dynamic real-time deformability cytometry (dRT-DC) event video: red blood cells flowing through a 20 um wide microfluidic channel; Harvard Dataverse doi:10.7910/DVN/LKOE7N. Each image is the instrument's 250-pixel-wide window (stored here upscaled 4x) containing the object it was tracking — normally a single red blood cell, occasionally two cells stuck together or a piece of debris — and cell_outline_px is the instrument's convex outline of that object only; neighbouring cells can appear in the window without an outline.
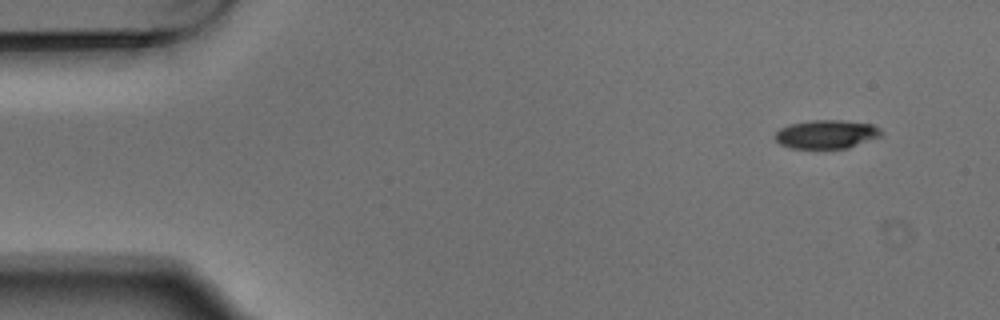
{"species": "Egyptian fruit bat (a non-hibernating species)", "species_latin": "Rousettus aegyptiacus", "temperature_condition": "warm", "stored_images_in_passage": 5, "segment_of_instrument_passage": [2, 2], "camera_frame_rate_fps": 3000, "um_per_image_px": 0.085, "animal": {"sex": "male"}, "frame": {"image": 1, "passage_image": 5, "time_ms": 1.333, "image_size_px": [1000, 320], "cell_outline_px": [[880, 136], [848, 148], [792, 148], [780, 144], [772, 136], [780, 128], [788, 124], [812, 120], [840, 120], [872, 124], [880, 128]], "centroid_in_image_um": [70.19, 11.4], "position_along_channel_um": 14.8, "area_um2": 17.63}}